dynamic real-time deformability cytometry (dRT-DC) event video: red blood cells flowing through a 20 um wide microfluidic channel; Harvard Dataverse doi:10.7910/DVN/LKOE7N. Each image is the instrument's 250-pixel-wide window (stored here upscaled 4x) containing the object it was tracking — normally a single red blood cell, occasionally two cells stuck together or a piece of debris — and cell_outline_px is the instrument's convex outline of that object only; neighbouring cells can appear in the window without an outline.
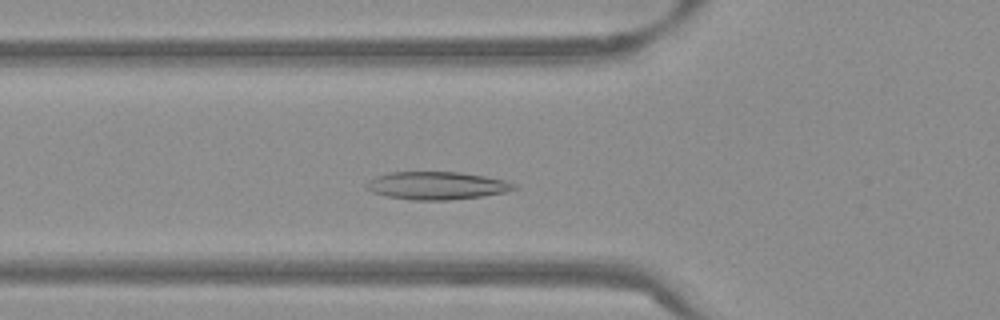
{"species": "Egyptian fruit bat (a non-hibernating species)", "species_latin": "Rousettus aegyptiacus", "temperature_condition": "warm", "stored_images_in_passage": 50, "camera_frame_rate_fps": 3000, "um_per_image_px": 0.085, "frame": {"image": 1, "passage_image": 14, "time_ms": 4.333, "image_size_px": [1000, 320], "cell_outline_px": [[520, 188], [504, 192], [480, 196], [448, 200], [416, 200], [388, 196], [372, 192], [364, 188], [364, 184], [368, 180], [376, 176], [392, 172], [460, 172], [484, 176], [504, 180], [516, 184]], "centroid_in_image_um": [37.11, 15.77], "position_along_channel_um": 88.7, "area_um2": 23.87}}
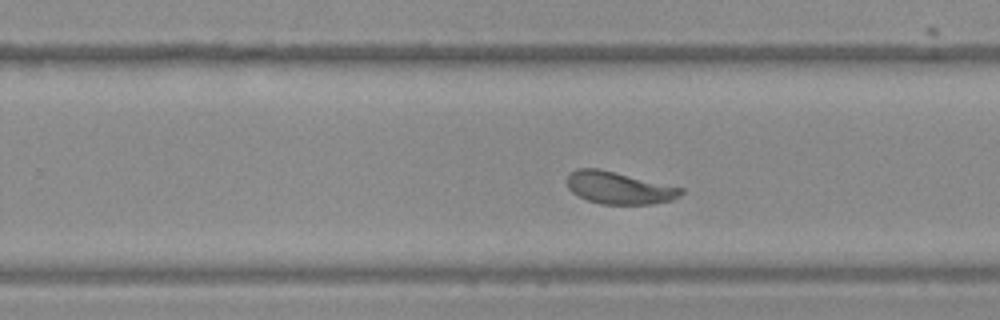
{"frame": {"image": 2, "passage_image": 29, "time_ms": 9.333, "image_size_px": [1000, 320], "cell_outline_px": [[684, 192], [680, 196], [672, 200], [652, 204], [600, 204], [588, 200], [572, 192], [568, 188], [568, 172], [576, 168], [600, 168], [684, 188]], "centroid_in_image_um": [52.62, 15.96], "position_along_channel_um": 277.2, "area_um2": 21.56}}
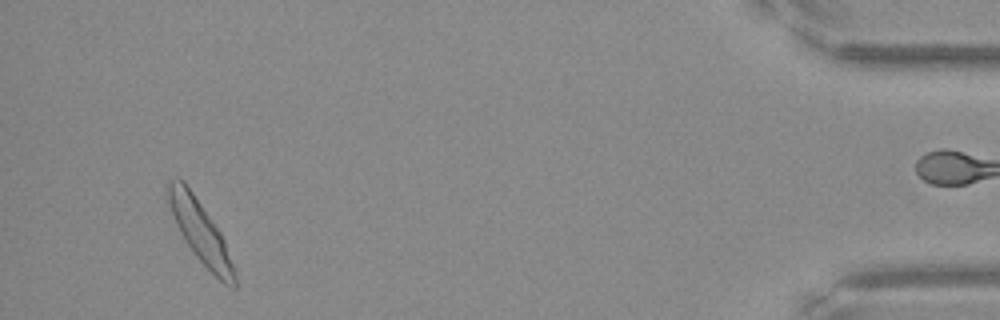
{"frame": {"image": 3, "passage_image": 46, "time_ms": 15.0, "image_size_px": [1000, 320], "cell_outline_px": [[236, 288], [232, 288], [224, 284], [196, 256], [180, 232], [176, 224], [168, 200], [168, 180], [184, 180], [212, 220], [220, 232], [224, 240], [236, 276]], "centroid_in_image_um": [17.04, 19.71], "position_along_channel_um": 418.2, "area_um2": 23.0}, "authors_computed_cell_mechanics": {"area_um2": 22.4264, "velocity_mm_per_s": 3.7657, "shape_relaxation_time_tau1_ms": 4.7965, "shape_relaxation_time_tau2_ms": 1.2186, "deformation_change_tau1": 0.1785, "deformation_change_tau2": 0.078}}